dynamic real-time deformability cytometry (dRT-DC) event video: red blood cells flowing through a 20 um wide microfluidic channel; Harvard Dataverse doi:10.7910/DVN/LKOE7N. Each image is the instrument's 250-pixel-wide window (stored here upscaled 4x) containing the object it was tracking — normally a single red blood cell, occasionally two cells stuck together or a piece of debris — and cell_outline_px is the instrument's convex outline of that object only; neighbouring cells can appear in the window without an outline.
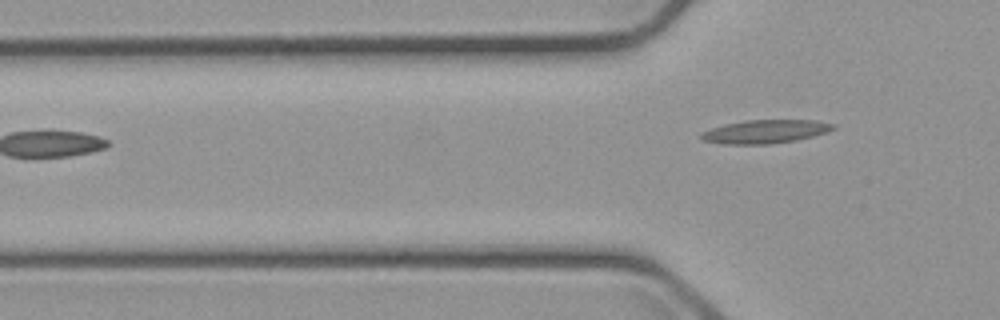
{"species": "common noctule bat (a hibernating species)", "species_latin": "Nyctalus noctula", "temperature_condition": "cold", "stored_images_in_passage": 3, "camera_frame_rate_fps": 3000, "um_per_image_px": 0.085, "animal": {"sex": "male", "body_mass_g": 23.1, "forearm_length_mm": 52.7}, "frame": {"image": 1, "passage_image": 3, "time_ms": 2.333, "image_size_px": [1000, 320], "cell_outline_px": [[836, 128], [812, 136], [796, 140], [772, 144], [720, 144], [700, 140], [700, 132], [724, 124], [744, 120], [816, 120], [836, 124]], "centroid_in_image_um": [65.0, 11.18], "position_along_channel_um": 60.8, "area_um2": 18.21}}